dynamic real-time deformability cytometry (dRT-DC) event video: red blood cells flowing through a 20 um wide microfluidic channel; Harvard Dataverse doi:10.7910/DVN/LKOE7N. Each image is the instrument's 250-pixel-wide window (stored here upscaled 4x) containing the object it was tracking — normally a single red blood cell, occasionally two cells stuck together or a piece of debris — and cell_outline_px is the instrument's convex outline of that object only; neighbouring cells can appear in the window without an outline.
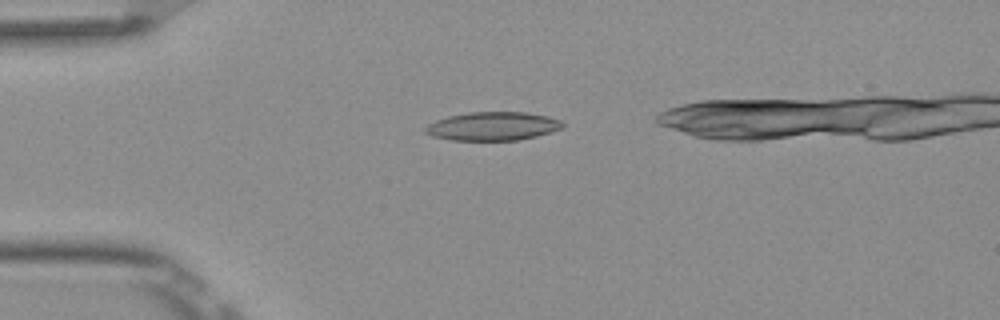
{"species": "Egyptian fruit bat (a non-hibernating species)", "species_latin": "Rousettus aegyptiacus", "temperature_condition": "room temperature", "stored_images_in_passage": 5, "camera_frame_rate_fps": 3000, "um_per_image_px": 0.085, "frame": {"image": 1, "passage_image": 2, "time_ms": 0.333, "image_size_px": [1000, 320], "cell_outline_px": [[564, 124], [560, 128], [552, 132], [520, 140], [452, 140], [432, 136], [424, 132], [424, 128], [428, 124], [436, 120], [448, 116], [468, 112], [524, 112], [548, 116], [560, 120]], "centroid_in_image_um": [41.87, 10.73], "position_along_channel_um": 43.1, "area_um2": 22.83}}
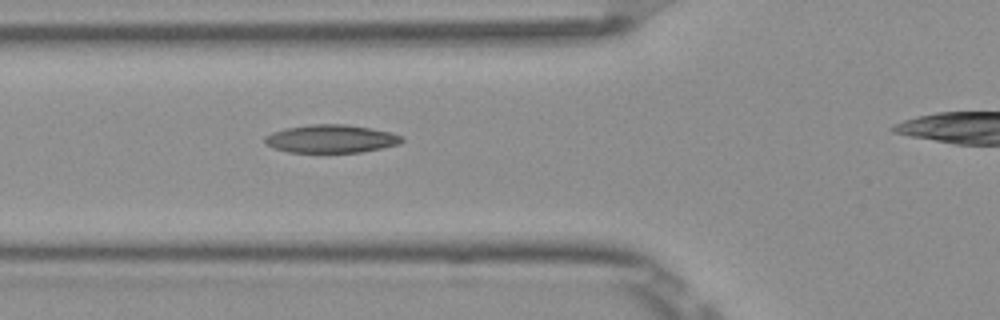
{"frame": {"image": 2, "passage_image": 4, "time_ms": 1.0, "image_size_px": [1000, 320], "cell_outline_px": [[404, 140], [400, 144], [384, 148], [360, 152], [288, 152], [272, 148], [264, 144], [264, 136], [272, 132], [284, 128], [312, 124], [344, 124], [372, 128], [392, 132], [404, 136]], "centroid_in_image_um": [28.15, 11.79], "position_along_channel_um": 97.7, "area_um2": 22.77}}